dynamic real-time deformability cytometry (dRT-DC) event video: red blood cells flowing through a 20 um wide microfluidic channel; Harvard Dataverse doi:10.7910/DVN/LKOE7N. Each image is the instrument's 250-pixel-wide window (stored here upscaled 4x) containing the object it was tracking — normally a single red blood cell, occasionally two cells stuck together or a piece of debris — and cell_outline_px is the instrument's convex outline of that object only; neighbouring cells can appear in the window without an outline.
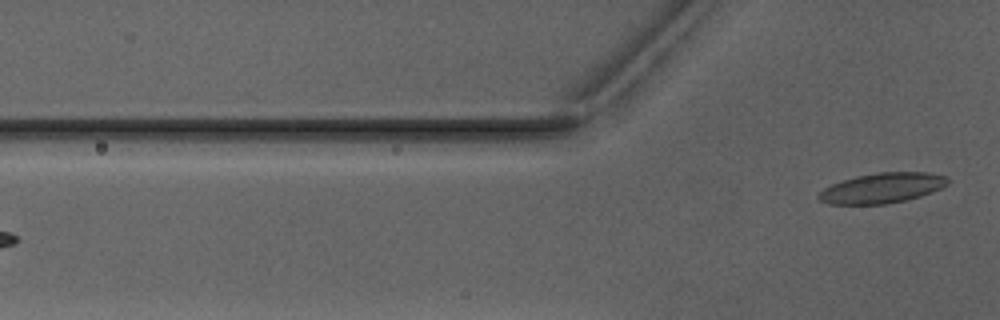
{"species": "Egyptian fruit bat (a non-hibernating species)", "species_latin": "Rousettus aegyptiacus", "temperature_condition": "warm", "stored_images_in_passage": 5, "camera_frame_rate_fps": 3000, "um_per_image_px": 0.085, "animal": {"sex": "male"}, "frame": {"image": 1, "passage_image": 5, "time_ms": 5.0, "image_size_px": [1000, 320], "cell_outline_px": [[948, 184], [932, 192], [920, 196], [888, 204], [828, 204], [820, 200], [816, 196], [824, 188], [832, 184], [856, 176], [876, 172], [928, 172], [948, 176]], "centroid_in_image_um": [74.99, 15.97], "position_along_channel_um": 50.8, "area_um2": 22.66}}